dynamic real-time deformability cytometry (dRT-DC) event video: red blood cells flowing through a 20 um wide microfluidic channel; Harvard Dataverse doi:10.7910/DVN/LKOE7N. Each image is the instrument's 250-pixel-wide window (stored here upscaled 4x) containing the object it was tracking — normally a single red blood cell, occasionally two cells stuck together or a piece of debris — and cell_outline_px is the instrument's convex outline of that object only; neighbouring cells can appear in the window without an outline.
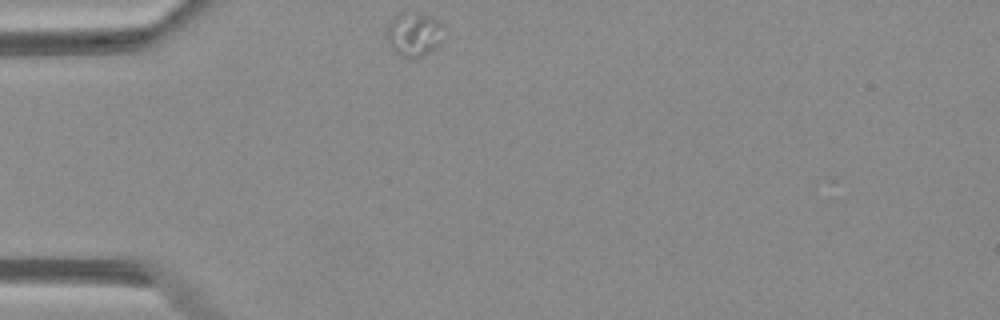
{"species": "Egyptian fruit bat (a non-hibernating species)", "species_latin": "Rousettus aegyptiacus", "temperature_condition": "warm", "stored_images_in_passage": 40, "camera_frame_rate_fps": 3000, "um_per_image_px": 0.085, "animal": {"sex": "female"}, "frame": {"image": 1, "passage_image": 1, "time_ms": 0.0, "image_size_px": [1000, 320], "cell_outline_px": [[444, 40], [436, 48], [420, 56], [408, 60], [396, 52], [388, 44], [388, 24], [396, 12], [420, 12], [432, 16], [440, 20]], "centroid_in_image_um": [35.21, 2.88], "position_along_channel_um": 49.8, "area_um2": 14.97}}
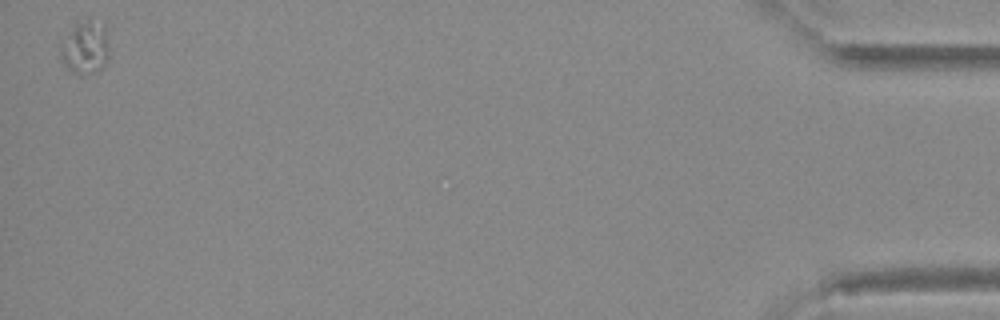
{"frame": {"image": 2, "passage_image": 40, "time_ms": 13.0, "image_size_px": [1000, 320], "cell_outline_px": [[108, 60], [104, 68], [96, 72], [72, 72], [68, 68], [60, 56], [60, 40], [72, 28], [84, 20], [88, 20], [104, 28], [108, 44]], "centroid_in_image_um": [7.22, 4.08], "position_along_channel_um": 428.0, "area_um2": 14.57}}